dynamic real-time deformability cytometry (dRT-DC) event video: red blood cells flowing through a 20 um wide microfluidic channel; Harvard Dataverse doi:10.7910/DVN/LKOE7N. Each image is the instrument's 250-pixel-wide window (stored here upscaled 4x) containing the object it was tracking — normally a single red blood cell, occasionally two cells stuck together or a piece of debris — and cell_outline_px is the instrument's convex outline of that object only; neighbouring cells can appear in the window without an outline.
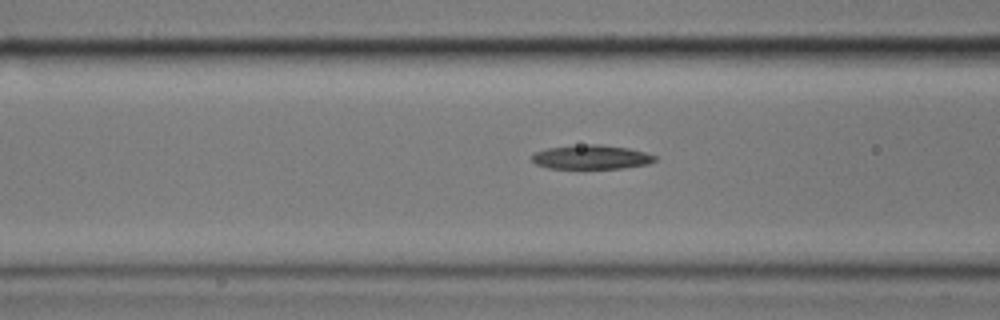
{"species": "common noctule bat (a hibernating species)", "species_latin": "Nyctalus noctula", "temperature_condition": "cold", "stored_images_in_passage": 35, "segment_of_instrument_passage": [1, 2], "camera_frame_rate_fps": 3000, "um_per_image_px": 0.085, "animal": {"sex": "male", "body_mass_g": 17.9}, "frame": {"image": 1, "passage_image": 12, "time_ms": 3.667, "image_size_px": [1000, 320], "cell_outline_px": [[656, 160], [648, 164], [624, 168], [548, 168], [536, 164], [532, 160], [532, 156], [536, 152], [548, 148], [588, 144], [600, 144], [628, 148], [644, 152], [656, 156]], "centroid_in_image_um": [50.28, 13.35], "position_along_channel_um": 116.3, "area_um2": 17.11}}
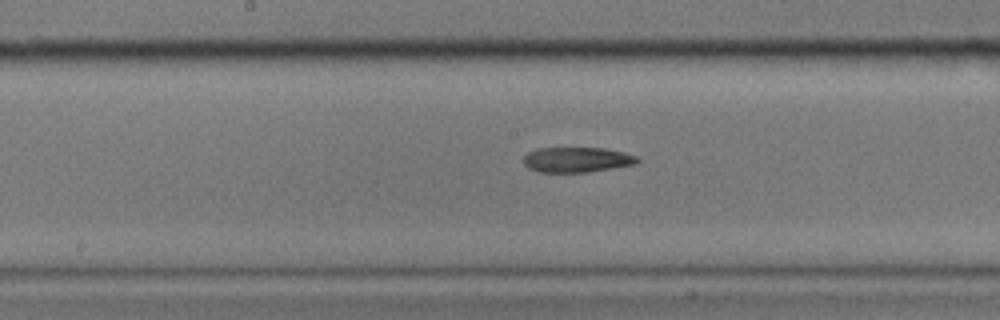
{"frame": {"image": 2, "passage_image": 19, "time_ms": 6.0, "image_size_px": [1000, 320], "cell_outline_px": [[640, 160], [636, 164], [588, 172], [540, 172], [528, 168], [524, 164], [524, 156], [528, 152], [536, 148], [604, 148], [624, 152], [636, 156]], "centroid_in_image_um": [49.03, 13.57], "position_along_channel_um": 199.2, "area_um2": 16.7}}
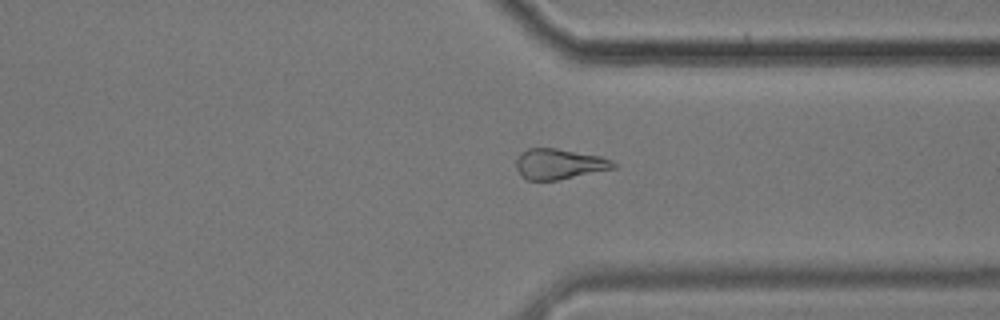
{"frame": {"image": 3, "passage_image": 33, "time_ms": 10.667, "image_size_px": [1000, 320], "cell_outline_px": [[620, 164], [616, 168], [556, 180], [528, 180], [520, 176], [516, 168], [516, 160], [520, 152], [528, 148], [556, 148], [600, 156], [612, 160]], "centroid_in_image_um": [47.53, 13.93], "position_along_channel_um": 363.9, "area_um2": 17.4}}